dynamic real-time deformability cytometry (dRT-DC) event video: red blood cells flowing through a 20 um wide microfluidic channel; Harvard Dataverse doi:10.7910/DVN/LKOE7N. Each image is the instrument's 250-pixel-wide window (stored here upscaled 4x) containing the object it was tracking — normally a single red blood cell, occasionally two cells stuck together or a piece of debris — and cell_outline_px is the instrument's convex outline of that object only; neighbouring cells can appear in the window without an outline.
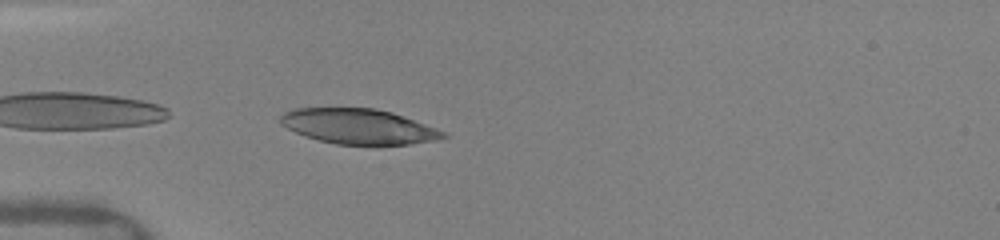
{"species": "human", "species_latin": "Homo sapiens", "temperature_condition": "warm", "stored_images_in_passage": 12, "camera_frame_rate_fps": 3000, "um_per_image_px": 0.085, "donor": {"sex": "female"}, "frame": {"image": 1, "passage_image": 1, "time_ms": 0.0, "image_size_px": [1000, 240], "cell_outline_px": [[448, 136], [436, 140], [408, 144], [376, 148], [336, 144], [304, 136], [280, 124], [280, 116], [284, 112], [292, 108], [376, 108], [392, 112], [448, 132]], "centroid_in_image_um": [30.52, 10.78], "position_along_channel_um": 54.5, "area_um2": 34.28}}
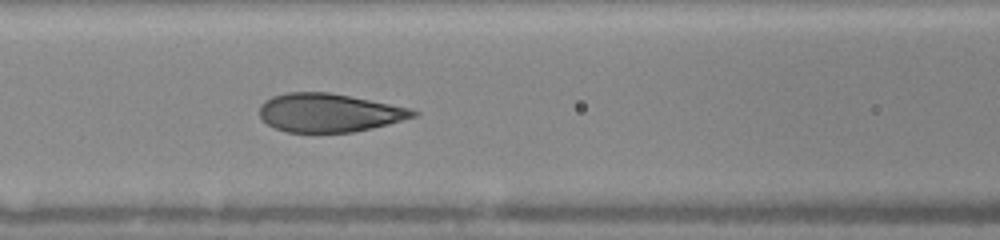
{"frame": {"image": 2, "passage_image": 7, "time_ms": 2.333, "image_size_px": [1000, 240], "cell_outline_px": [[420, 112], [416, 116], [388, 124], [372, 128], [352, 132], [312, 136], [288, 132], [276, 128], [268, 124], [260, 116], [260, 104], [264, 100], [272, 96], [288, 92], [328, 92], [412, 108]], "centroid_in_image_um": [27.95, 9.62], "position_along_channel_um": 138.7, "area_um2": 35.26}}
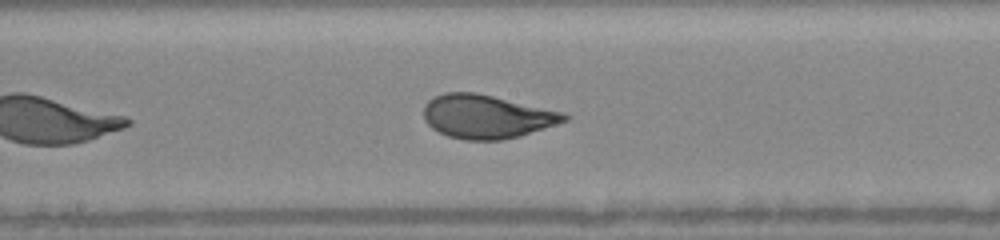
{"frame": {"image": 3, "passage_image": 11, "time_ms": 4.0, "image_size_px": [1000, 240], "cell_outline_px": [[572, 116], [568, 120], [520, 136], [500, 140], [464, 140], [448, 136], [432, 128], [424, 120], [424, 104], [432, 96], [444, 92], [476, 92], [564, 112]], "centroid_in_image_um": [41.35, 9.9], "position_along_channel_um": 206.8, "area_um2": 35.89}}